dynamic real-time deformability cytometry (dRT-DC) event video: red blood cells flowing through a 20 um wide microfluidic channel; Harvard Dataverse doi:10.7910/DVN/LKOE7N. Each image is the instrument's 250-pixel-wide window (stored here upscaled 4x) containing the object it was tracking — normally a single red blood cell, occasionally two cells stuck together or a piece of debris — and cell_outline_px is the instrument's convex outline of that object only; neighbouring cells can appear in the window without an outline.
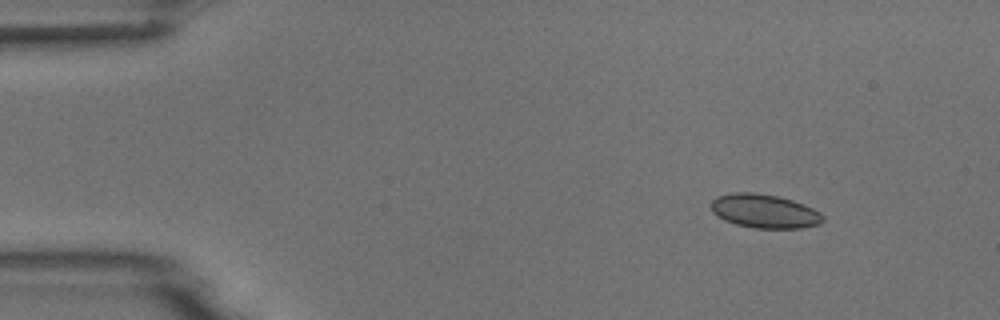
{"species": "common noctule bat (a hibernating species)", "species_latin": "Nyctalus noctula", "temperature_condition": "room temperature", "stored_images_in_passage": 5, "camera_frame_rate_fps": 3000, "um_per_image_px": 0.085, "animal": {"sex": "male", "body_mass_g": 18.8}, "frame": {"image": 1, "passage_image": 1, "time_ms": 0.0, "image_size_px": [1000, 320], "cell_outline_px": [[824, 220], [820, 224], [800, 228], [756, 228], [736, 224], [724, 220], [716, 216], [712, 212], [712, 200], [716, 196], [732, 192], [756, 192], [780, 196], [804, 204], [820, 212], [824, 216]], "centroid_in_image_um": [64.98, 17.93], "position_along_channel_um": 20.0, "area_um2": 22.25}}
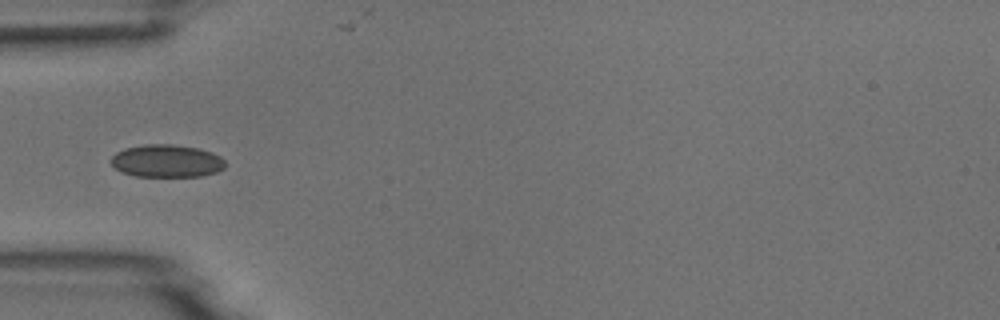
{"frame": {"image": 2, "passage_image": 4, "time_ms": 3.667, "image_size_px": [1000, 320], "cell_outline_px": [[228, 164], [224, 168], [216, 172], [200, 176], [136, 176], [124, 172], [116, 168], [112, 164], [112, 156], [116, 152], [124, 148], [144, 144], [172, 144], [200, 148], [212, 152], [220, 156]], "centroid_in_image_um": [14.21, 13.67], "position_along_channel_um": 70.8, "area_um2": 21.79}}